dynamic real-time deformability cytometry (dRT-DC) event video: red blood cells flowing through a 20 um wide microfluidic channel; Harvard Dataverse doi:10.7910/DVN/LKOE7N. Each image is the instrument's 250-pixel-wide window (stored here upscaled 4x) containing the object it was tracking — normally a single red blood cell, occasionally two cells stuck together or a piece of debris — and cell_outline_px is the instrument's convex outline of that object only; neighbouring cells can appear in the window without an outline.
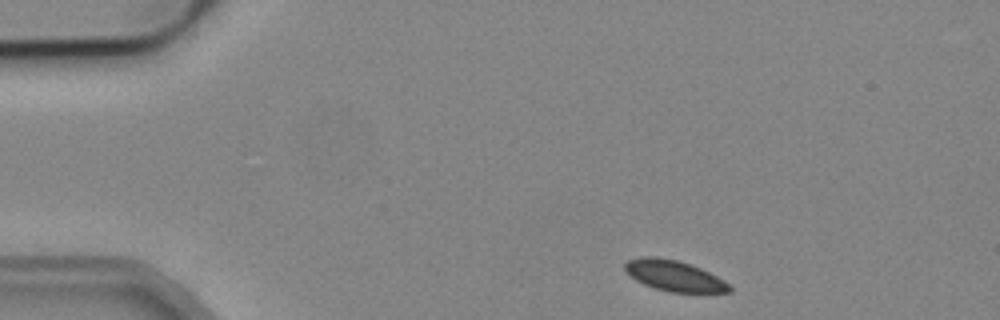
{"species": "common noctule bat (a hibernating species)", "species_latin": "Nyctalus noctula", "temperature_condition": "cold", "stored_images_in_passage": 4, "camera_frame_rate_fps": 3000, "um_per_image_px": 0.085, "animal": {"sex": "male", "body_mass_g": 19.2, "forearm_length_mm": 51.8}, "frame": {"image": 1, "passage_image": 1, "time_ms": 0.0, "image_size_px": [1000, 320], "cell_outline_px": [[732, 292], [668, 292], [644, 284], [636, 280], [624, 268], [624, 264], [628, 260], [640, 256], [656, 256], [676, 260], [700, 268], [724, 280], [732, 288]], "centroid_in_image_um": [57.3, 23.43], "position_along_channel_um": 27.7, "area_um2": 18.5}}
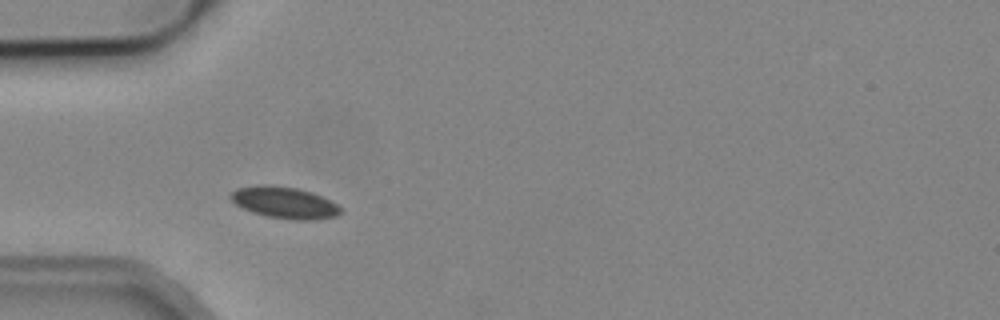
{"frame": {"image": 2, "passage_image": 3, "time_ms": 2.667, "image_size_px": [1000, 320], "cell_outline_px": [[340, 212], [336, 216], [316, 220], [296, 220], [268, 216], [252, 212], [236, 204], [228, 196], [236, 188], [264, 184], [296, 188], [312, 192], [336, 204], [340, 208]], "centroid_in_image_um": [24.16, 17.22], "position_along_channel_um": 60.8, "area_um2": 19.94}}